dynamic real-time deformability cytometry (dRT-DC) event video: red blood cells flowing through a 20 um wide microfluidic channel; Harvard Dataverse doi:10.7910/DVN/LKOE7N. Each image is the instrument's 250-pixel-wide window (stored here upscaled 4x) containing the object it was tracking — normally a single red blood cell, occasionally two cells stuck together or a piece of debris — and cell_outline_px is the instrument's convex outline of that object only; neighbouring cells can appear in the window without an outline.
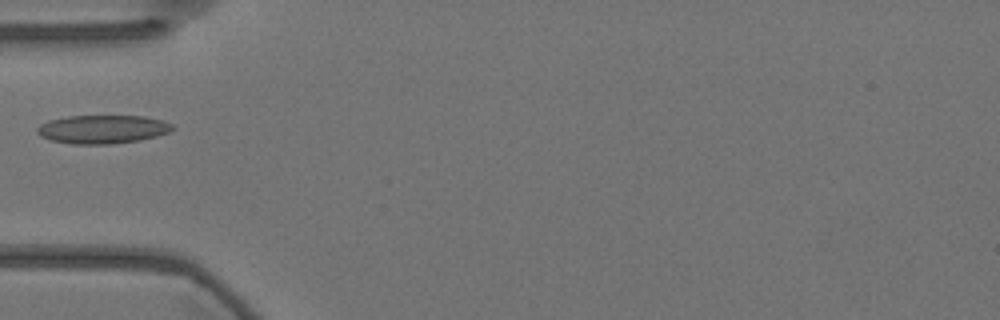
{"species": "Egyptian fruit bat (a non-hibernating species)", "species_latin": "Rousettus aegyptiacus", "temperature_condition": "warm", "stored_images_in_passage": 39, "camera_frame_rate_fps": 3000, "um_per_image_px": 0.085, "animal": {"sex": "female"}, "frame": {"image": 1, "passage_image": 1, "time_ms": 0.0, "image_size_px": [1000, 320], "cell_outline_px": [[176, 128], [168, 132], [156, 136], [140, 140], [112, 144], [72, 144], [52, 140], [40, 136], [36, 132], [36, 128], [40, 124], [48, 120], [68, 116], [144, 116], [164, 120], [172, 124]], "centroid_in_image_um": [8.72, 10.98], "position_along_channel_um": 76.3, "area_um2": 22.6}}
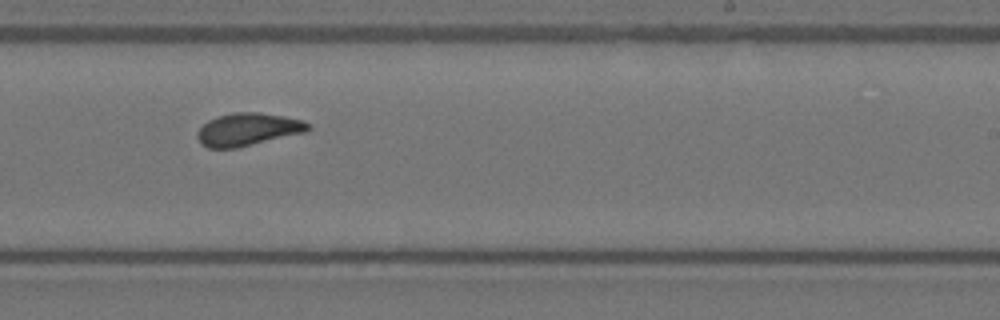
{"frame": {"image": 2, "passage_image": 17, "time_ms": 5.333, "image_size_px": [1000, 320], "cell_outline_px": [[312, 128], [304, 132], [236, 148], [208, 148], [200, 144], [196, 136], [196, 132], [208, 120], [216, 116], [232, 112], [260, 112], [284, 116], [304, 120]], "centroid_in_image_um": [21.03, 10.99], "position_along_channel_um": 268.0, "area_um2": 21.15}}
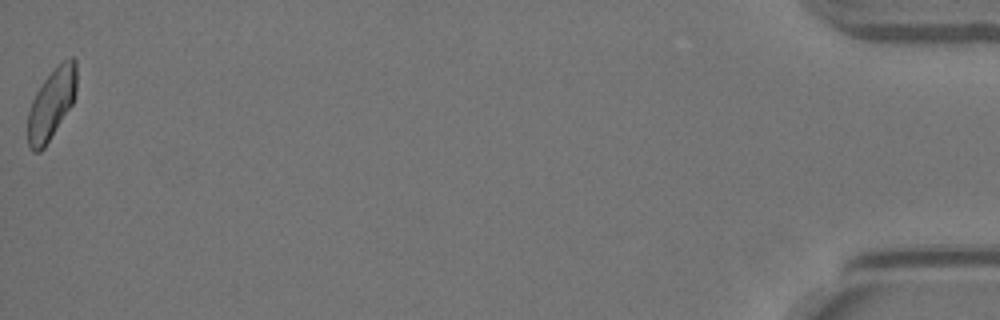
{"frame": {"image": 3, "passage_image": 39, "time_ms": 12.667, "image_size_px": [1000, 320], "cell_outline_px": [[76, 92], [72, 104], [44, 148], [40, 152], [32, 152], [28, 144], [28, 112], [32, 100], [36, 92], [44, 80], [64, 60], [72, 56], [76, 60]], "centroid_in_image_um": [4.37, 8.85], "position_along_channel_um": 430.8, "area_um2": 19.77}}